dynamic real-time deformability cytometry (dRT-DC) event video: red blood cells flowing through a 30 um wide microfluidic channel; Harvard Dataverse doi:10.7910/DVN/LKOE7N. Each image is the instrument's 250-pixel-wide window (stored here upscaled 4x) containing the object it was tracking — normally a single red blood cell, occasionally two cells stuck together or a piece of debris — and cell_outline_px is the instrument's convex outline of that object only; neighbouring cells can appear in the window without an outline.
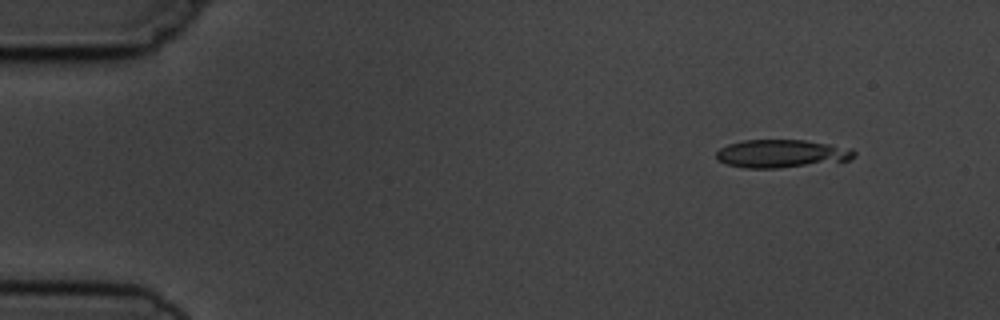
{"species": "common noctule bat (a hibernating species)", "species_latin": "Nyctalus noctula", "temperature_condition": "cold", "stored_images_in_passage": 5, "camera_frame_rate_fps": 3000, "um_per_image_px": 0.085, "animal": {"sex": "male", "body_mass_g": 19.5, "forearm_length_mm": 54.6}, "frame": {"image": 1, "passage_image": 1, "time_ms": 0.0, "image_size_px": [1000, 320], "cell_outline_px": [[856, 156], [848, 160], [780, 168], [744, 168], [728, 164], [716, 160], [716, 152], [720, 148], [728, 144], [744, 140], [804, 140], [852, 148], [856, 152]], "centroid_in_image_um": [66.41, 13.06], "position_along_channel_um": 18.6, "area_um2": 22.48}}